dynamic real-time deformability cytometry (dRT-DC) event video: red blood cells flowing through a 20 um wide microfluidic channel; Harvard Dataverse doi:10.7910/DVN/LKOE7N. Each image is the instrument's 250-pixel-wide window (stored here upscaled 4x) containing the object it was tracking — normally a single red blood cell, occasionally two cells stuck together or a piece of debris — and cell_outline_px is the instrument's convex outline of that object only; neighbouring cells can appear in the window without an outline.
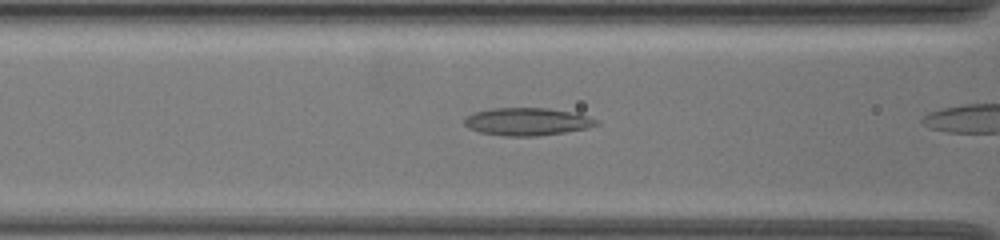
{"species": "common noctule bat (a hibernating species)", "species_latin": "Nyctalus noctula", "temperature_condition": "warm", "stored_images_in_passage": 13, "camera_frame_rate_fps": 3000, "um_per_image_px": 0.085, "animal": {"sex": "female", "body_mass_g": 19.5, "forearm_length_mm": 54.1}, "frame": {"image": 1, "passage_image": 8, "time_ms": 2.333, "image_size_px": [1000, 240], "cell_outline_px": [[600, 124], [588, 128], [564, 132], [536, 136], [504, 136], [480, 132], [468, 128], [464, 124], [464, 116], [472, 112], [492, 108], [548, 108], [576, 112], [600, 120]], "centroid_in_image_um": [44.82, 10.33], "position_along_channel_um": 121.8, "area_um2": 21.62}}
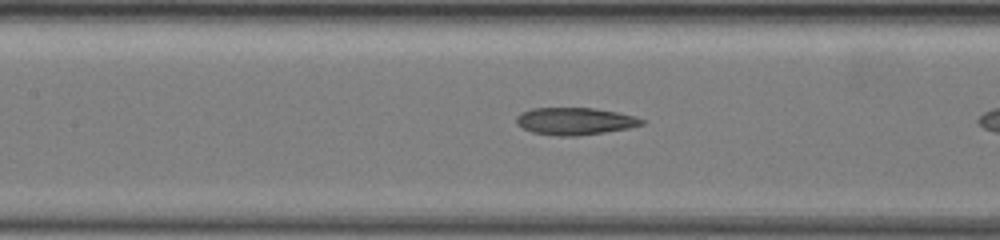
{"frame": {"image": 2, "passage_image": 11, "time_ms": 3.333, "image_size_px": [1000, 240], "cell_outline_px": [[644, 124], [628, 128], [604, 132], [576, 136], [556, 136], [532, 132], [516, 124], [516, 116], [520, 112], [532, 108], [592, 108], [616, 112], [636, 116], [644, 120]], "centroid_in_image_um": [48.84, 10.3], "position_along_channel_um": 158.6, "area_um2": 19.88}}